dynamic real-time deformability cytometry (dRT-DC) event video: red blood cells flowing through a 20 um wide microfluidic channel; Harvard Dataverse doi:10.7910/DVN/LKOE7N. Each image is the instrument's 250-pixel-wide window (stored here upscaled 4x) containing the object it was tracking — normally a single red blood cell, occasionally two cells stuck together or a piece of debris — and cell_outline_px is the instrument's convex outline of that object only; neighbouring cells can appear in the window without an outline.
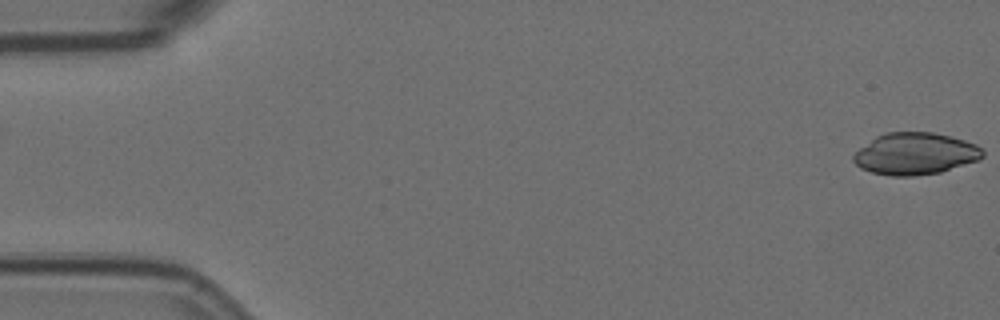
{"species": "Egyptian fruit bat (a non-hibernating species)", "species_latin": "Rousettus aegyptiacus", "temperature_condition": "room temperature", "stored_images_in_passage": 2, "camera_frame_rate_fps": 3000, "um_per_image_px": 0.085, "animal": {"sex": "female"}, "frame": {"image": 1, "passage_image": 2, "time_ms": 0.333, "image_size_px": [1000, 320], "cell_outline_px": [[984, 156], [980, 160], [940, 172], [912, 176], [892, 176], [872, 172], [860, 168], [852, 160], [852, 156], [860, 148], [876, 136], [884, 132], [932, 132], [952, 136], [976, 144], [984, 152]], "centroid_in_image_um": [77.8, 13.06], "position_along_channel_um": 7.2, "area_um2": 31.62}}